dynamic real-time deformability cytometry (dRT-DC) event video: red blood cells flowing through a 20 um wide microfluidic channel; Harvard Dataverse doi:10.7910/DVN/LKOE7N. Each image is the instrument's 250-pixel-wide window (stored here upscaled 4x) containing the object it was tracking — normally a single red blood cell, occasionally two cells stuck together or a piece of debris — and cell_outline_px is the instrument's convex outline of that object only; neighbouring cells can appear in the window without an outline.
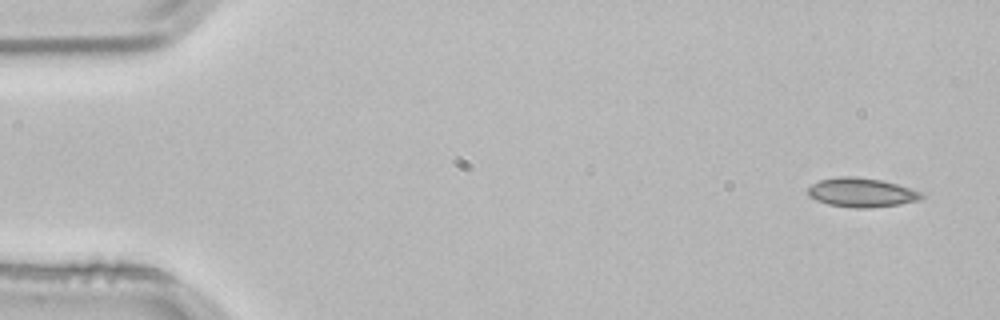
{"species": "common noctule bat (a hibernating species)", "species_latin": "Nyctalus noctula", "temperature_condition": "room temperature", "stored_images_in_passage": 2, "segment_of_instrument_passage": [2, 2], "camera_frame_rate_fps": 3000, "um_per_image_px": 0.085, "animal": {"sex": "male", "body_mass_g": 21.5, "forearm_length_mm": 52.0}, "frame": {"image": 1, "passage_image": 2, "time_ms": 0.333, "image_size_px": [1000, 320], "cell_outline_px": [[924, 196], [920, 200], [900, 204], [868, 208], [856, 208], [828, 204], [816, 200], [808, 196], [808, 188], [812, 184], [820, 180], [836, 176], [856, 176], [880, 180], [896, 184], [920, 192]], "centroid_in_image_um": [73.19, 16.36], "position_along_channel_um": 11.8, "area_um2": 19.19}}